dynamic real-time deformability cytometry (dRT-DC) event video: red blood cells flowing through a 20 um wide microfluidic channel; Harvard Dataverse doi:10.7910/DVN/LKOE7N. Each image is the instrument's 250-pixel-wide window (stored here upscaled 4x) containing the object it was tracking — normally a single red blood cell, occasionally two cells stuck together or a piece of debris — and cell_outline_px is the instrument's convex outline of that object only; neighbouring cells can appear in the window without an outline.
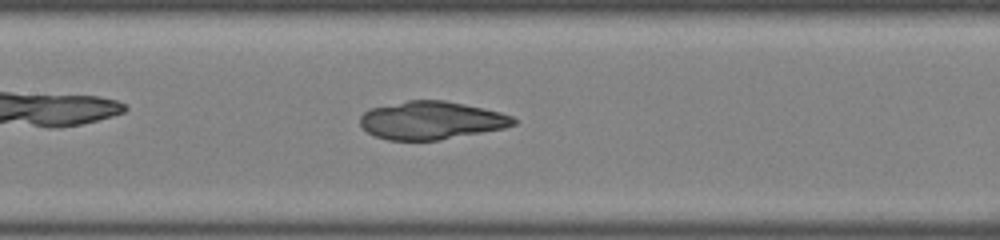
{"species": "common noctule bat (a hibernating species)", "species_latin": "Nyctalus noctula", "temperature_condition": "room temperature", "stored_images_in_passage": 52, "camera_frame_rate_fps": 3000, "um_per_image_px": 0.085, "animal": {"sex": "female", "body_mass_g": 22.0, "forearm_length_mm": 56.7}, "frame": {"image": 1, "passage_image": 28, "time_ms": 9.0, "image_size_px": [1000, 240], "cell_outline_px": [[516, 124], [504, 128], [440, 140], [388, 140], [376, 136], [368, 132], [360, 124], [360, 116], [368, 108], [408, 100], [444, 100], [484, 108], [500, 112], [512, 116], [516, 120]], "centroid_in_image_um": [36.65, 10.22], "position_along_channel_um": 170.8, "area_um2": 33.99}}
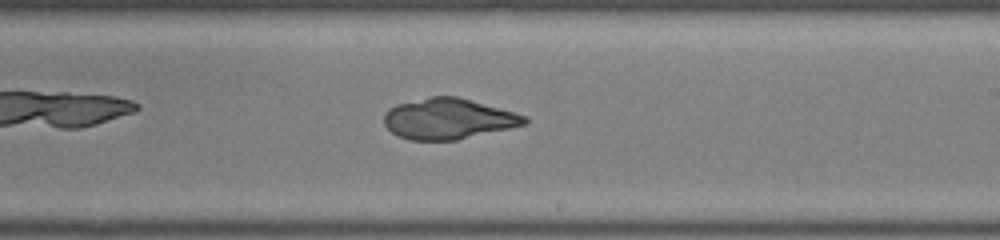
{"frame": {"image": 2, "passage_image": 34, "time_ms": 11.0, "image_size_px": [1000, 240], "cell_outline_px": [[528, 120], [524, 124], [508, 128], [456, 140], [408, 140], [396, 136], [384, 124], [384, 112], [388, 108], [396, 104], [432, 96], [456, 96], [528, 116]], "centroid_in_image_um": [38.04, 10.1], "position_along_channel_um": 251.0, "area_um2": 33.12}}
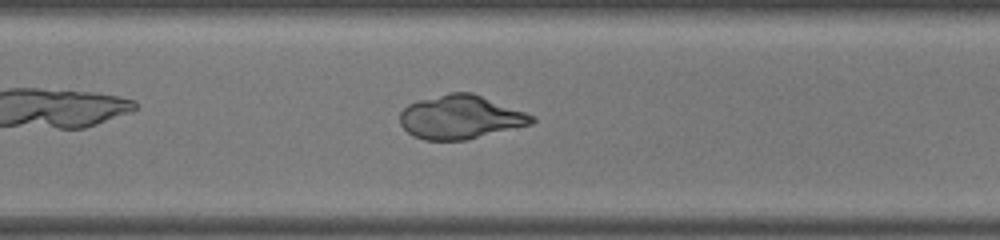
{"frame": {"image": 3, "passage_image": 40, "time_ms": 13.0, "image_size_px": [1000, 240], "cell_outline_px": [[536, 120], [532, 124], [464, 140], [424, 140], [412, 136], [400, 124], [400, 112], [408, 104], [416, 100], [448, 92], [472, 92], [536, 116]], "centroid_in_image_um": [39.12, 9.94], "position_along_channel_um": 331.5, "area_um2": 33.7}}